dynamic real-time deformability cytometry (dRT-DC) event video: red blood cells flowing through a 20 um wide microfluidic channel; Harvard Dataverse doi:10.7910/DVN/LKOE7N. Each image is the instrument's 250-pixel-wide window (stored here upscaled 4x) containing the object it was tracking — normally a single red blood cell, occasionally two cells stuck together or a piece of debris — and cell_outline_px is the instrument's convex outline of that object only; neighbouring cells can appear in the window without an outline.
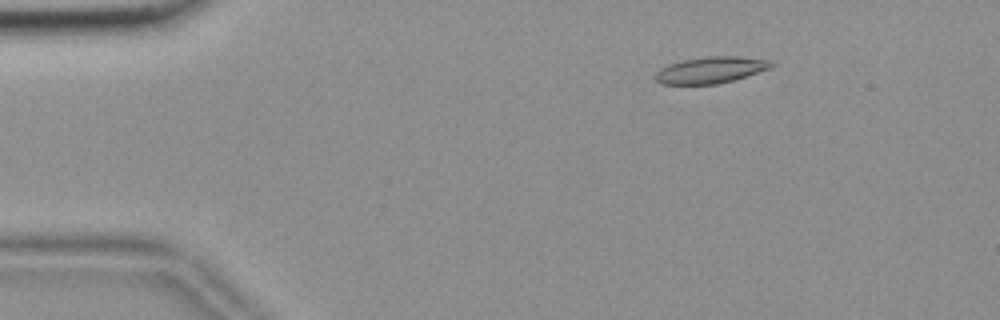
{"species": "common noctule bat (a hibernating species)", "species_latin": "Nyctalus noctula", "temperature_condition": "room temperature", "stored_images_in_passage": 56, "camera_frame_rate_fps": 3000, "um_per_image_px": 0.085, "animal": {"sex": "female", "body_mass_g": 18.4}, "frame": {"image": 1, "passage_image": 9, "time_ms": 2.667, "image_size_px": [1000, 320], "cell_outline_px": [[776, 64], [772, 68], [732, 80], [716, 84], [660, 84], [656, 80], [656, 72], [660, 68], [668, 64], [684, 60], [708, 56], [740, 56], [772, 60]], "centroid_in_image_um": [60.45, 5.94], "position_along_channel_um": 24.5, "area_um2": 17.92}}
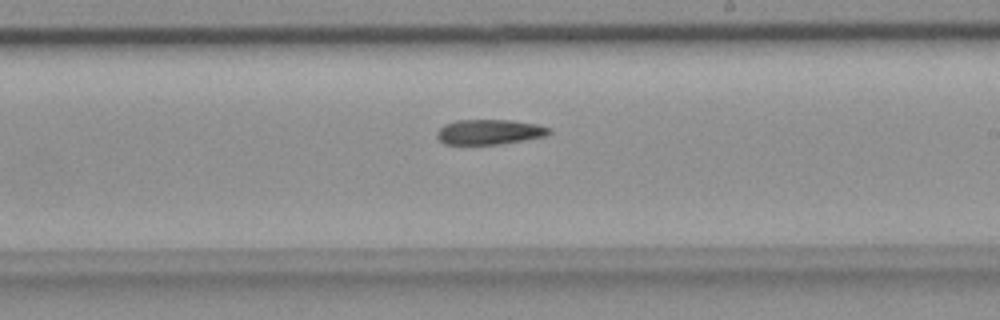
{"frame": {"image": 2, "passage_image": 33, "time_ms": 10.667, "image_size_px": [1000, 320], "cell_outline_px": [[552, 132], [548, 136], [500, 144], [444, 144], [436, 136], [436, 132], [444, 124], [456, 120], [512, 120], [536, 124], [552, 128]], "centroid_in_image_um": [41.63, 11.21], "position_along_channel_um": 247.4, "area_um2": 16.53}}
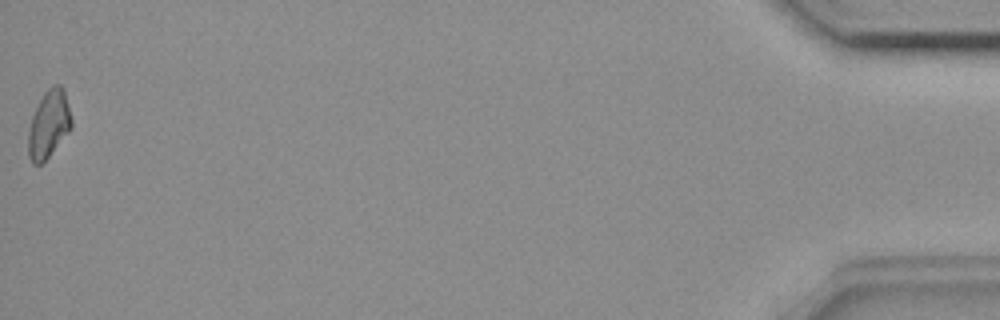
{"frame": {"image": 3, "passage_image": 56, "time_ms": 18.333, "image_size_px": [1000, 320], "cell_outline_px": [[72, 128], [48, 156], [40, 164], [32, 164], [28, 156], [28, 132], [32, 116], [44, 92], [52, 84], [60, 84], [64, 88], [72, 120]], "centroid_in_image_um": [4.15, 10.53], "position_along_channel_um": 431.1, "area_um2": 16.94}}